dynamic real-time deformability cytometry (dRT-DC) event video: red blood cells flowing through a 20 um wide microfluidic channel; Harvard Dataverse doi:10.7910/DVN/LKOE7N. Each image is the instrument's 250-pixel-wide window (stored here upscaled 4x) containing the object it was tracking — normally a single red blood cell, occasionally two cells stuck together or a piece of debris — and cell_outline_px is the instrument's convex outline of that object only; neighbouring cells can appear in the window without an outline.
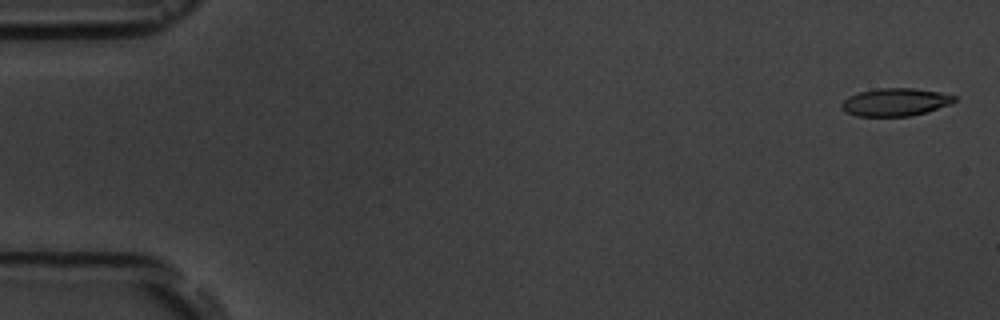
{"species": "common noctule bat (a hibernating species)", "species_latin": "Nyctalus noctula", "temperature_condition": "room temperature", "stored_images_in_passage": 7, "camera_frame_rate_fps": 3000, "um_per_image_px": 0.085, "animal": {"sex": "male", "body_mass_g": 19.5, "forearm_length_mm": 54.6}, "frame": {"image": 1, "passage_image": 1, "time_ms": 0.0, "image_size_px": [1000, 320], "cell_outline_px": [[956, 100], [952, 104], [924, 112], [908, 116], [856, 116], [844, 112], [840, 108], [840, 104], [848, 96], [860, 92], [876, 88], [912, 88], [940, 92], [956, 96]], "centroid_in_image_um": [76.06, 8.68], "position_along_channel_um": 8.9, "area_um2": 18.32}}
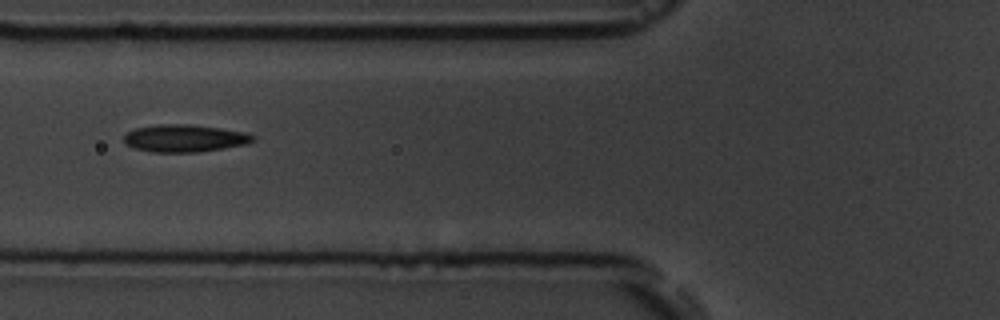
{"frame": {"image": 2, "passage_image": 6, "time_ms": 6.667, "image_size_px": [1000, 320], "cell_outline_px": [[256, 140], [248, 144], [196, 152], [152, 152], [136, 148], [124, 144], [124, 136], [128, 132], [136, 128], [160, 124], [188, 124], [220, 128], [244, 132], [256, 136]], "centroid_in_image_um": [15.71, 11.75], "position_along_channel_um": 110.1, "area_um2": 20.52}}
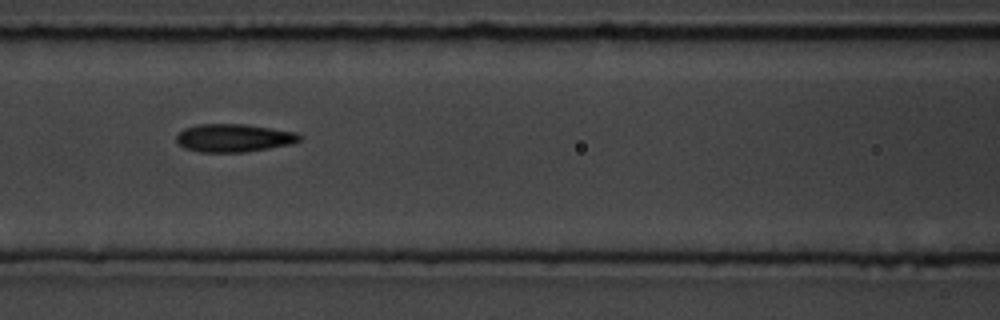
{"frame": {"image": 3, "passage_image": 7, "time_ms": 7.667, "image_size_px": [1000, 320], "cell_outline_px": [[300, 140], [292, 144], [244, 152], [200, 152], [184, 148], [176, 140], [176, 136], [184, 128], [196, 124], [244, 124], [296, 132], [300, 136]], "centroid_in_image_um": [19.84, 11.72], "position_along_channel_um": 146.8, "area_um2": 20.0}}